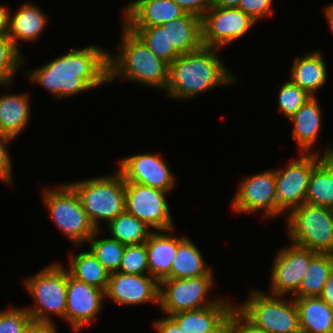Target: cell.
Segmentation results:
<instances>
[{"label": "cell", "mask_w": 333, "mask_h": 333, "mask_svg": "<svg viewBox=\"0 0 333 333\" xmlns=\"http://www.w3.org/2000/svg\"><path fill=\"white\" fill-rule=\"evenodd\" d=\"M50 17L37 3L22 2L17 9L10 11L8 37L15 48L23 55L20 44L38 42L47 30ZM23 42V43H22Z\"/></svg>", "instance_id": "cell-20"}, {"label": "cell", "mask_w": 333, "mask_h": 333, "mask_svg": "<svg viewBox=\"0 0 333 333\" xmlns=\"http://www.w3.org/2000/svg\"><path fill=\"white\" fill-rule=\"evenodd\" d=\"M317 253L293 243L284 245L275 254L271 266L268 294L294 297L300 288L306 269Z\"/></svg>", "instance_id": "cell-14"}, {"label": "cell", "mask_w": 333, "mask_h": 333, "mask_svg": "<svg viewBox=\"0 0 333 333\" xmlns=\"http://www.w3.org/2000/svg\"><path fill=\"white\" fill-rule=\"evenodd\" d=\"M68 182L96 229H102L125 211V181L120 172ZM104 222V223H103Z\"/></svg>", "instance_id": "cell-6"}, {"label": "cell", "mask_w": 333, "mask_h": 333, "mask_svg": "<svg viewBox=\"0 0 333 333\" xmlns=\"http://www.w3.org/2000/svg\"><path fill=\"white\" fill-rule=\"evenodd\" d=\"M186 13L200 18L213 6V0H172Z\"/></svg>", "instance_id": "cell-41"}, {"label": "cell", "mask_w": 333, "mask_h": 333, "mask_svg": "<svg viewBox=\"0 0 333 333\" xmlns=\"http://www.w3.org/2000/svg\"><path fill=\"white\" fill-rule=\"evenodd\" d=\"M14 139L0 134V181L5 185H14L13 163L9 146Z\"/></svg>", "instance_id": "cell-39"}, {"label": "cell", "mask_w": 333, "mask_h": 333, "mask_svg": "<svg viewBox=\"0 0 333 333\" xmlns=\"http://www.w3.org/2000/svg\"><path fill=\"white\" fill-rule=\"evenodd\" d=\"M298 155V156H297ZM289 158L283 168H275L277 217H285L305 203L309 178L313 168L325 157L317 153H299Z\"/></svg>", "instance_id": "cell-10"}, {"label": "cell", "mask_w": 333, "mask_h": 333, "mask_svg": "<svg viewBox=\"0 0 333 333\" xmlns=\"http://www.w3.org/2000/svg\"><path fill=\"white\" fill-rule=\"evenodd\" d=\"M71 250L68 255V265L63 263L69 274L77 280L105 291L110 276L106 268L89 249L82 250V252L78 250L79 253H75L74 249Z\"/></svg>", "instance_id": "cell-28"}, {"label": "cell", "mask_w": 333, "mask_h": 333, "mask_svg": "<svg viewBox=\"0 0 333 333\" xmlns=\"http://www.w3.org/2000/svg\"><path fill=\"white\" fill-rule=\"evenodd\" d=\"M301 333H333V308L319 296L294 298Z\"/></svg>", "instance_id": "cell-25"}, {"label": "cell", "mask_w": 333, "mask_h": 333, "mask_svg": "<svg viewBox=\"0 0 333 333\" xmlns=\"http://www.w3.org/2000/svg\"><path fill=\"white\" fill-rule=\"evenodd\" d=\"M333 270V254L317 253L310 261L298 293L293 298L320 296Z\"/></svg>", "instance_id": "cell-31"}, {"label": "cell", "mask_w": 333, "mask_h": 333, "mask_svg": "<svg viewBox=\"0 0 333 333\" xmlns=\"http://www.w3.org/2000/svg\"><path fill=\"white\" fill-rule=\"evenodd\" d=\"M152 323L156 333H184L170 316L163 315V317L155 319Z\"/></svg>", "instance_id": "cell-42"}, {"label": "cell", "mask_w": 333, "mask_h": 333, "mask_svg": "<svg viewBox=\"0 0 333 333\" xmlns=\"http://www.w3.org/2000/svg\"><path fill=\"white\" fill-rule=\"evenodd\" d=\"M198 245L189 235L178 245V250L167 278L188 279L201 276H215L213 268L207 264Z\"/></svg>", "instance_id": "cell-27"}, {"label": "cell", "mask_w": 333, "mask_h": 333, "mask_svg": "<svg viewBox=\"0 0 333 333\" xmlns=\"http://www.w3.org/2000/svg\"><path fill=\"white\" fill-rule=\"evenodd\" d=\"M305 203L333 209V157L325 156L312 170Z\"/></svg>", "instance_id": "cell-29"}, {"label": "cell", "mask_w": 333, "mask_h": 333, "mask_svg": "<svg viewBox=\"0 0 333 333\" xmlns=\"http://www.w3.org/2000/svg\"><path fill=\"white\" fill-rule=\"evenodd\" d=\"M289 243L333 254V209L303 203L284 220Z\"/></svg>", "instance_id": "cell-7"}, {"label": "cell", "mask_w": 333, "mask_h": 333, "mask_svg": "<svg viewBox=\"0 0 333 333\" xmlns=\"http://www.w3.org/2000/svg\"><path fill=\"white\" fill-rule=\"evenodd\" d=\"M175 230L176 227L152 231L146 241L150 275L158 282L170 275L178 245L188 236L185 234L179 237L174 233Z\"/></svg>", "instance_id": "cell-21"}, {"label": "cell", "mask_w": 333, "mask_h": 333, "mask_svg": "<svg viewBox=\"0 0 333 333\" xmlns=\"http://www.w3.org/2000/svg\"><path fill=\"white\" fill-rule=\"evenodd\" d=\"M215 283V276L188 279L166 278L159 282L158 309L164 313L163 315L169 316L215 305L224 297L210 295L211 290L216 286ZM209 295L212 298H209Z\"/></svg>", "instance_id": "cell-9"}, {"label": "cell", "mask_w": 333, "mask_h": 333, "mask_svg": "<svg viewBox=\"0 0 333 333\" xmlns=\"http://www.w3.org/2000/svg\"><path fill=\"white\" fill-rule=\"evenodd\" d=\"M228 333H269L249 320L235 305L228 315Z\"/></svg>", "instance_id": "cell-40"}, {"label": "cell", "mask_w": 333, "mask_h": 333, "mask_svg": "<svg viewBox=\"0 0 333 333\" xmlns=\"http://www.w3.org/2000/svg\"><path fill=\"white\" fill-rule=\"evenodd\" d=\"M168 27L169 47L179 55L194 52L202 45L201 18L185 13L182 17L161 25Z\"/></svg>", "instance_id": "cell-26"}, {"label": "cell", "mask_w": 333, "mask_h": 333, "mask_svg": "<svg viewBox=\"0 0 333 333\" xmlns=\"http://www.w3.org/2000/svg\"><path fill=\"white\" fill-rule=\"evenodd\" d=\"M117 170L125 182L173 192L177 176L171 171L161 152L137 153L117 160Z\"/></svg>", "instance_id": "cell-15"}, {"label": "cell", "mask_w": 333, "mask_h": 333, "mask_svg": "<svg viewBox=\"0 0 333 333\" xmlns=\"http://www.w3.org/2000/svg\"><path fill=\"white\" fill-rule=\"evenodd\" d=\"M219 49L202 46L179 55L169 65L168 84L163 94L168 99L185 101L218 87L238 83V78L220 58Z\"/></svg>", "instance_id": "cell-2"}, {"label": "cell", "mask_w": 333, "mask_h": 333, "mask_svg": "<svg viewBox=\"0 0 333 333\" xmlns=\"http://www.w3.org/2000/svg\"><path fill=\"white\" fill-rule=\"evenodd\" d=\"M169 192L133 182H125V211L149 226L153 231L175 228Z\"/></svg>", "instance_id": "cell-12"}, {"label": "cell", "mask_w": 333, "mask_h": 333, "mask_svg": "<svg viewBox=\"0 0 333 333\" xmlns=\"http://www.w3.org/2000/svg\"><path fill=\"white\" fill-rule=\"evenodd\" d=\"M323 11L324 16L327 18V25L333 33V3H329L328 5H326Z\"/></svg>", "instance_id": "cell-47"}, {"label": "cell", "mask_w": 333, "mask_h": 333, "mask_svg": "<svg viewBox=\"0 0 333 333\" xmlns=\"http://www.w3.org/2000/svg\"><path fill=\"white\" fill-rule=\"evenodd\" d=\"M47 187L41 191V199L49 218L72 248L81 249L97 229L83 209L77 192L68 181Z\"/></svg>", "instance_id": "cell-5"}, {"label": "cell", "mask_w": 333, "mask_h": 333, "mask_svg": "<svg viewBox=\"0 0 333 333\" xmlns=\"http://www.w3.org/2000/svg\"><path fill=\"white\" fill-rule=\"evenodd\" d=\"M123 306H136L152 303L158 307L159 303V282L150 274L132 275L121 272L111 273L105 300Z\"/></svg>", "instance_id": "cell-17"}, {"label": "cell", "mask_w": 333, "mask_h": 333, "mask_svg": "<svg viewBox=\"0 0 333 333\" xmlns=\"http://www.w3.org/2000/svg\"><path fill=\"white\" fill-rule=\"evenodd\" d=\"M235 306L254 324L269 333H301L299 312L293 297L250 289L246 300Z\"/></svg>", "instance_id": "cell-8"}, {"label": "cell", "mask_w": 333, "mask_h": 333, "mask_svg": "<svg viewBox=\"0 0 333 333\" xmlns=\"http://www.w3.org/2000/svg\"><path fill=\"white\" fill-rule=\"evenodd\" d=\"M186 12L172 0H139L121 19L126 27L160 26Z\"/></svg>", "instance_id": "cell-23"}, {"label": "cell", "mask_w": 333, "mask_h": 333, "mask_svg": "<svg viewBox=\"0 0 333 333\" xmlns=\"http://www.w3.org/2000/svg\"><path fill=\"white\" fill-rule=\"evenodd\" d=\"M27 70L23 74L31 85L42 87L55 100H64L108 85V50L93 43L70 48L50 62Z\"/></svg>", "instance_id": "cell-1"}, {"label": "cell", "mask_w": 333, "mask_h": 333, "mask_svg": "<svg viewBox=\"0 0 333 333\" xmlns=\"http://www.w3.org/2000/svg\"><path fill=\"white\" fill-rule=\"evenodd\" d=\"M25 56L22 55L13 45L12 40L7 36H0V87L8 88L14 83L16 75L26 64Z\"/></svg>", "instance_id": "cell-34"}, {"label": "cell", "mask_w": 333, "mask_h": 333, "mask_svg": "<svg viewBox=\"0 0 333 333\" xmlns=\"http://www.w3.org/2000/svg\"><path fill=\"white\" fill-rule=\"evenodd\" d=\"M139 0H131L130 2L128 1V3L122 7V15L121 17H123Z\"/></svg>", "instance_id": "cell-48"}, {"label": "cell", "mask_w": 333, "mask_h": 333, "mask_svg": "<svg viewBox=\"0 0 333 333\" xmlns=\"http://www.w3.org/2000/svg\"><path fill=\"white\" fill-rule=\"evenodd\" d=\"M28 333H59V330L57 324H33V326L28 330Z\"/></svg>", "instance_id": "cell-45"}, {"label": "cell", "mask_w": 333, "mask_h": 333, "mask_svg": "<svg viewBox=\"0 0 333 333\" xmlns=\"http://www.w3.org/2000/svg\"><path fill=\"white\" fill-rule=\"evenodd\" d=\"M323 56L319 49L306 51L293 58L289 69V79L312 97H317V92L328 82V66Z\"/></svg>", "instance_id": "cell-22"}, {"label": "cell", "mask_w": 333, "mask_h": 333, "mask_svg": "<svg viewBox=\"0 0 333 333\" xmlns=\"http://www.w3.org/2000/svg\"><path fill=\"white\" fill-rule=\"evenodd\" d=\"M230 208L235 214H256L265 219L277 218L275 169L244 176L237 184Z\"/></svg>", "instance_id": "cell-11"}, {"label": "cell", "mask_w": 333, "mask_h": 333, "mask_svg": "<svg viewBox=\"0 0 333 333\" xmlns=\"http://www.w3.org/2000/svg\"><path fill=\"white\" fill-rule=\"evenodd\" d=\"M118 272L132 275L150 274L146 242L125 246Z\"/></svg>", "instance_id": "cell-37"}, {"label": "cell", "mask_w": 333, "mask_h": 333, "mask_svg": "<svg viewBox=\"0 0 333 333\" xmlns=\"http://www.w3.org/2000/svg\"><path fill=\"white\" fill-rule=\"evenodd\" d=\"M31 97L28 92H0V134L16 140L29 127Z\"/></svg>", "instance_id": "cell-24"}, {"label": "cell", "mask_w": 333, "mask_h": 333, "mask_svg": "<svg viewBox=\"0 0 333 333\" xmlns=\"http://www.w3.org/2000/svg\"><path fill=\"white\" fill-rule=\"evenodd\" d=\"M240 0H213V6L222 8H238Z\"/></svg>", "instance_id": "cell-46"}, {"label": "cell", "mask_w": 333, "mask_h": 333, "mask_svg": "<svg viewBox=\"0 0 333 333\" xmlns=\"http://www.w3.org/2000/svg\"><path fill=\"white\" fill-rule=\"evenodd\" d=\"M148 48L169 65L179 56L173 47H169L168 27H128Z\"/></svg>", "instance_id": "cell-33"}, {"label": "cell", "mask_w": 333, "mask_h": 333, "mask_svg": "<svg viewBox=\"0 0 333 333\" xmlns=\"http://www.w3.org/2000/svg\"><path fill=\"white\" fill-rule=\"evenodd\" d=\"M102 230L125 246L145 243L153 231L144 222L126 211L112 219Z\"/></svg>", "instance_id": "cell-30"}, {"label": "cell", "mask_w": 333, "mask_h": 333, "mask_svg": "<svg viewBox=\"0 0 333 333\" xmlns=\"http://www.w3.org/2000/svg\"><path fill=\"white\" fill-rule=\"evenodd\" d=\"M273 3L274 0H240L238 8L258 23L275 15Z\"/></svg>", "instance_id": "cell-38"}, {"label": "cell", "mask_w": 333, "mask_h": 333, "mask_svg": "<svg viewBox=\"0 0 333 333\" xmlns=\"http://www.w3.org/2000/svg\"><path fill=\"white\" fill-rule=\"evenodd\" d=\"M34 322L25 307H3L0 310V333H28Z\"/></svg>", "instance_id": "cell-36"}, {"label": "cell", "mask_w": 333, "mask_h": 333, "mask_svg": "<svg viewBox=\"0 0 333 333\" xmlns=\"http://www.w3.org/2000/svg\"><path fill=\"white\" fill-rule=\"evenodd\" d=\"M57 261H52L51 264L23 281L24 288L33 299V305H24V307L34 324L56 325L55 316L64 321L68 270L62 262Z\"/></svg>", "instance_id": "cell-4"}, {"label": "cell", "mask_w": 333, "mask_h": 333, "mask_svg": "<svg viewBox=\"0 0 333 333\" xmlns=\"http://www.w3.org/2000/svg\"><path fill=\"white\" fill-rule=\"evenodd\" d=\"M278 89L277 106L286 120L291 119L301 106L312 97L290 79L283 82Z\"/></svg>", "instance_id": "cell-35"}, {"label": "cell", "mask_w": 333, "mask_h": 333, "mask_svg": "<svg viewBox=\"0 0 333 333\" xmlns=\"http://www.w3.org/2000/svg\"><path fill=\"white\" fill-rule=\"evenodd\" d=\"M256 25L239 8L212 6L201 18L202 45L222 50L243 38Z\"/></svg>", "instance_id": "cell-13"}, {"label": "cell", "mask_w": 333, "mask_h": 333, "mask_svg": "<svg viewBox=\"0 0 333 333\" xmlns=\"http://www.w3.org/2000/svg\"><path fill=\"white\" fill-rule=\"evenodd\" d=\"M224 297L215 305L169 315L184 333H228V315L235 303Z\"/></svg>", "instance_id": "cell-19"}, {"label": "cell", "mask_w": 333, "mask_h": 333, "mask_svg": "<svg viewBox=\"0 0 333 333\" xmlns=\"http://www.w3.org/2000/svg\"><path fill=\"white\" fill-rule=\"evenodd\" d=\"M103 232L102 229H97L85 245L111 274L119 270L125 245L109 235L103 237Z\"/></svg>", "instance_id": "cell-32"}, {"label": "cell", "mask_w": 333, "mask_h": 333, "mask_svg": "<svg viewBox=\"0 0 333 333\" xmlns=\"http://www.w3.org/2000/svg\"><path fill=\"white\" fill-rule=\"evenodd\" d=\"M326 304L333 308V270L330 273L322 294L319 296Z\"/></svg>", "instance_id": "cell-44"}, {"label": "cell", "mask_w": 333, "mask_h": 333, "mask_svg": "<svg viewBox=\"0 0 333 333\" xmlns=\"http://www.w3.org/2000/svg\"><path fill=\"white\" fill-rule=\"evenodd\" d=\"M67 301L64 322L73 333L89 328L101 314L105 291L67 276ZM89 326V327H88Z\"/></svg>", "instance_id": "cell-16"}, {"label": "cell", "mask_w": 333, "mask_h": 333, "mask_svg": "<svg viewBox=\"0 0 333 333\" xmlns=\"http://www.w3.org/2000/svg\"><path fill=\"white\" fill-rule=\"evenodd\" d=\"M319 101L318 96L311 97L289 119V122L293 125L291 140L296 142L299 153H317L323 156H331L333 154V141H329L330 143L325 146L323 152L315 148L323 132L322 122L324 113H322V106Z\"/></svg>", "instance_id": "cell-18"}, {"label": "cell", "mask_w": 333, "mask_h": 333, "mask_svg": "<svg viewBox=\"0 0 333 333\" xmlns=\"http://www.w3.org/2000/svg\"><path fill=\"white\" fill-rule=\"evenodd\" d=\"M0 2V36L8 35L10 11L7 5Z\"/></svg>", "instance_id": "cell-43"}, {"label": "cell", "mask_w": 333, "mask_h": 333, "mask_svg": "<svg viewBox=\"0 0 333 333\" xmlns=\"http://www.w3.org/2000/svg\"><path fill=\"white\" fill-rule=\"evenodd\" d=\"M120 26L118 47L115 53L108 51V85L122 80L164 92L168 84L169 64L158 58L121 21Z\"/></svg>", "instance_id": "cell-3"}]
</instances>
